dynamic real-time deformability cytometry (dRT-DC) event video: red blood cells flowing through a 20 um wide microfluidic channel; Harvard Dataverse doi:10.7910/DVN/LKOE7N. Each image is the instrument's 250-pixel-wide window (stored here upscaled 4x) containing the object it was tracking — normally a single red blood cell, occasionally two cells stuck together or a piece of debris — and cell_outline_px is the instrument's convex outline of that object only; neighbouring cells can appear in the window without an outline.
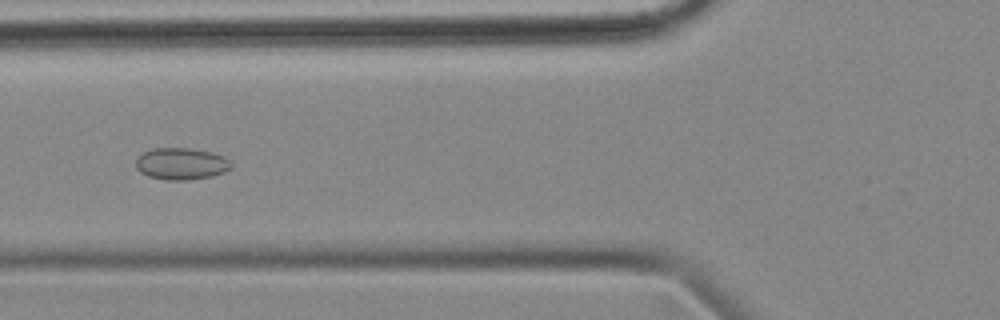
{"species": "common noctule bat (a hibernating species)", "species_latin": "Nyctalus noctula", "temperature_condition": "cold", "stored_images_in_passage": 53, "camera_frame_rate_fps": 3000, "um_per_image_px": 0.085, "animal": {"sex": "female", "body_mass_g": 18.4}, "frame": {"image": 1, "passage_image": 18, "time_ms": 5.667, "image_size_px": [1000, 320], "cell_outline_px": [[232, 168], [224, 172], [212, 176], [188, 180], [164, 180], [148, 176], [140, 172], [136, 168], [136, 160], [144, 152], [152, 148], [192, 148], [212, 152], [224, 156], [232, 164]], "centroid_in_image_um": [15.42, 13.92], "position_along_channel_um": 110.4, "area_um2": 17.8}}
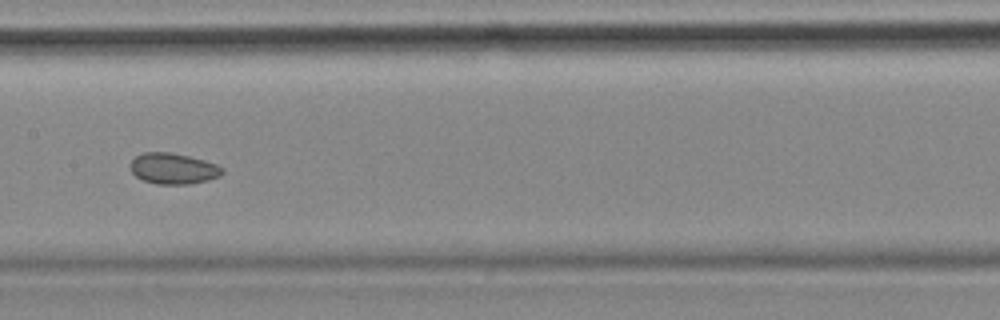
{"frame": {"image": 2, "passage_image": 25, "time_ms": 8.0, "image_size_px": [1000, 320], "cell_outline_px": [[224, 172], [220, 176], [208, 180], [188, 184], [156, 184], [144, 180], [136, 176], [132, 172], [132, 160], [136, 156], [144, 152], [172, 152], [204, 160], [216, 164], [224, 168]], "centroid_in_image_um": [14.76, 14.32], "position_along_channel_um": 192.6, "area_um2": 16.47}}
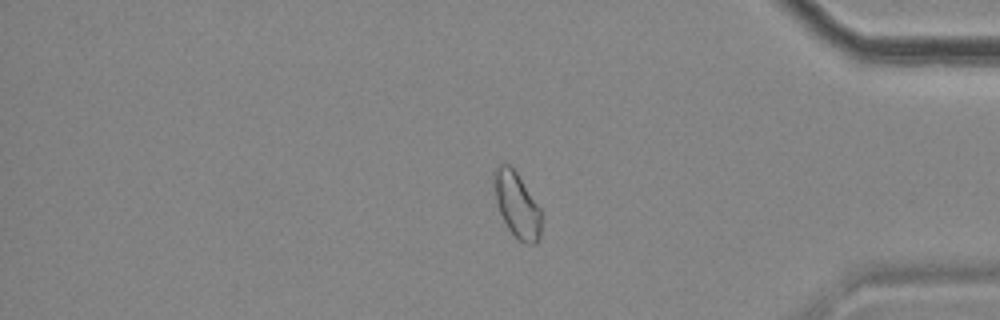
{"frame": {"image": 3, "passage_image": 44, "time_ms": 14.333, "image_size_px": [1000, 320], "cell_outline_px": [[544, 216], [540, 236], [536, 244], [524, 244], [508, 228], [500, 212], [496, 200], [492, 184], [492, 172], [500, 164], [508, 164], [516, 172], [540, 208]], "centroid_in_image_um": [43.95, 17.42], "position_along_channel_um": 391.2, "area_um2": 18.15}, "authors_computed_cell_mechanics": {"area_um2": 17.8024, "velocity_mm_per_s": 3.5324, "shape_relaxation_time_tau1_ms": null, "shape_relaxation_time_tau2_ms": 3.4091, "deformation_change_tau1": null, "deformation_change_tau2": 0.0658}}